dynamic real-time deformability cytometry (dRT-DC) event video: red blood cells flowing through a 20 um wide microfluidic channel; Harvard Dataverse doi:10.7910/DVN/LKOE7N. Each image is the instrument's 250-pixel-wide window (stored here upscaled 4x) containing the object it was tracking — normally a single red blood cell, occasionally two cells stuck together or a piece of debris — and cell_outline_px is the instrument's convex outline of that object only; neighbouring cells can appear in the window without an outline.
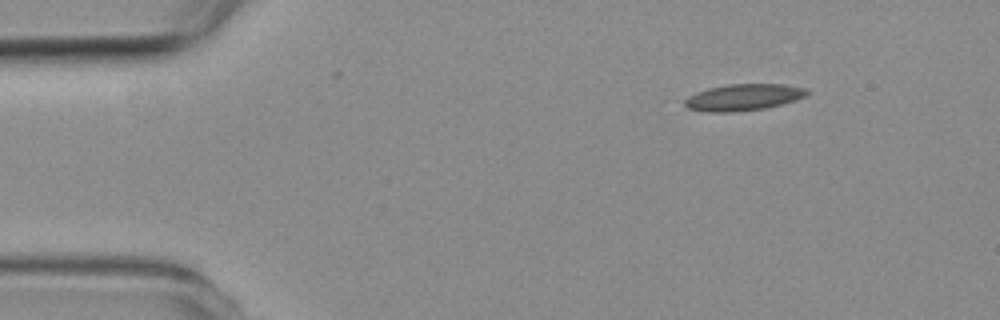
{"species": "common noctule bat (a hibernating species)", "species_latin": "Nyctalus noctula", "temperature_condition": "room temperature", "stored_images_in_passage": 2, "camera_frame_rate_fps": 3000, "um_per_image_px": 0.085, "animal": {"sex": "female", "body_mass_g": 19.3, "forearm_length_mm": 54.1}, "frame": {"image": 1, "passage_image": 2, "time_ms": 1.0, "image_size_px": [1000, 320], "cell_outline_px": [[808, 92], [804, 96], [796, 100], [764, 108], [732, 112], [704, 112], [688, 108], [684, 104], [684, 100], [688, 96], [696, 92], [708, 88], [728, 84], [784, 84], [804, 88]], "centroid_in_image_um": [63.13, 8.27], "position_along_channel_um": 21.9, "area_um2": 18.79}}